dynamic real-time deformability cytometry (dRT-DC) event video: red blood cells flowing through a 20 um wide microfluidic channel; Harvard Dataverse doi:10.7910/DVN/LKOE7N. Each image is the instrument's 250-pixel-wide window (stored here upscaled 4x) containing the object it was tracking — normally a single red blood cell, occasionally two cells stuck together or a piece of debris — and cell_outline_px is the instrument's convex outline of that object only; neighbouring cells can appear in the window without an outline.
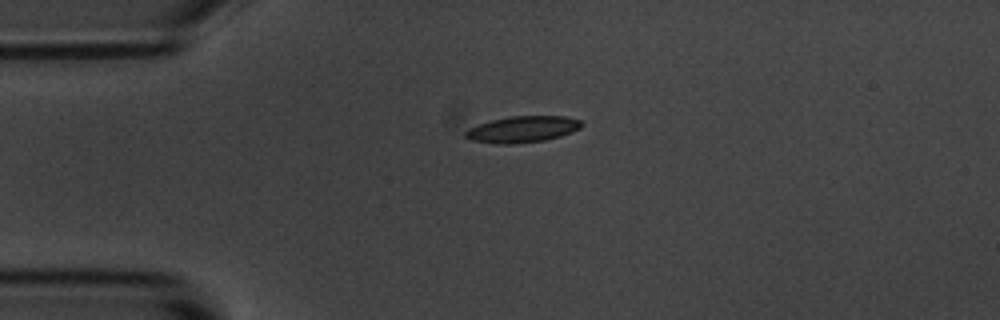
{"species": "common noctule bat (a hibernating species)", "species_latin": "Nyctalus noctula", "temperature_condition": "room temperature", "stored_images_in_passage": 1, "camera_frame_rate_fps": 3000, "um_per_image_px": 0.085, "animal": {"sex": "male", "body_mass_g": 20.1, "forearm_length_mm": 53.5}, "frame": {"image": 1, "passage_image": 1, "time_ms": 0.0, "image_size_px": [1000, 320], "cell_outline_px": [[584, 124], [580, 128], [572, 132], [560, 136], [544, 140], [508, 144], [500, 144], [472, 140], [464, 136], [464, 132], [468, 128], [492, 120], [508, 116], [564, 116], [580, 120]], "centroid_in_image_um": [44.42, 10.98], "position_along_channel_um": 40.6, "area_um2": 17.69}}